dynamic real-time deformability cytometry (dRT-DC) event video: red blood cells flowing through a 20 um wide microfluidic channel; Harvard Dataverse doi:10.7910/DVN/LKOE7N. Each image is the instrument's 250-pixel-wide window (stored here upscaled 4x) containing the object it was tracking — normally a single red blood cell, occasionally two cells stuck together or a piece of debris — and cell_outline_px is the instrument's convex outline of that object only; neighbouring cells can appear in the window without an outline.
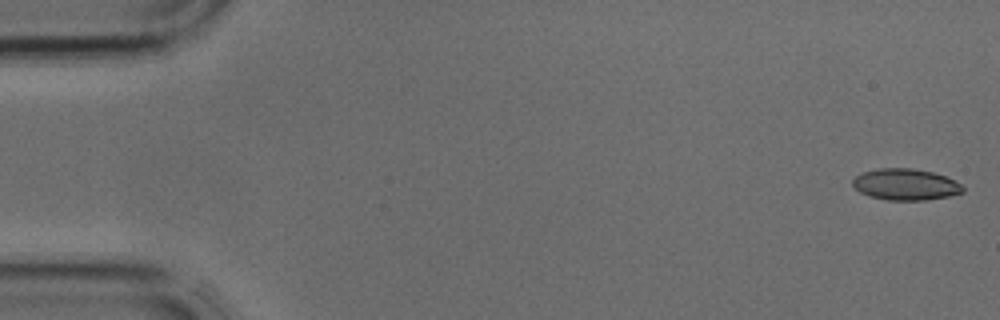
{"species": "common noctule bat (a hibernating species)", "species_latin": "Nyctalus noctula", "temperature_condition": "cold", "stored_images_in_passage": 5, "camera_frame_rate_fps": 3000, "um_per_image_px": 0.085, "animal": {"sex": "male", "body_mass_g": 17.9, "forearm_length_mm": 54.2}, "frame": {"image": 1, "passage_image": 1, "time_ms": 0.0, "image_size_px": [1000, 320], "cell_outline_px": [[964, 192], [948, 196], [924, 200], [888, 200], [868, 196], [860, 192], [852, 184], [852, 180], [856, 176], [864, 172], [876, 168], [912, 168], [932, 172], [944, 176], [960, 184], [964, 188]], "centroid_in_image_um": [76.94, 15.68], "position_along_channel_um": 8.1, "area_um2": 20.0}}
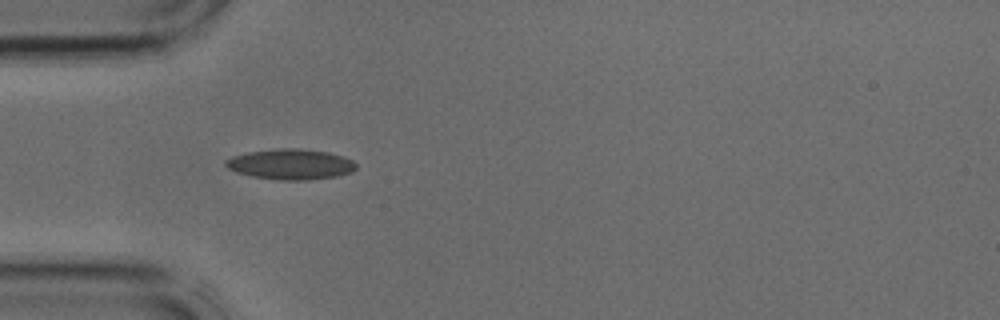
{"frame": {"image": 2, "passage_image": 4, "time_ms": 1.0, "image_size_px": [1000, 320], "cell_outline_px": [[356, 168], [352, 172], [336, 176], [308, 180], [280, 180], [252, 176], [236, 172], [228, 168], [224, 164], [224, 160], [232, 156], [248, 152], [276, 148], [300, 148], [328, 152], [344, 156], [352, 160], [356, 164]], "centroid_in_image_um": [24.7, 13.95], "position_along_channel_um": 60.3, "area_um2": 23.29}}